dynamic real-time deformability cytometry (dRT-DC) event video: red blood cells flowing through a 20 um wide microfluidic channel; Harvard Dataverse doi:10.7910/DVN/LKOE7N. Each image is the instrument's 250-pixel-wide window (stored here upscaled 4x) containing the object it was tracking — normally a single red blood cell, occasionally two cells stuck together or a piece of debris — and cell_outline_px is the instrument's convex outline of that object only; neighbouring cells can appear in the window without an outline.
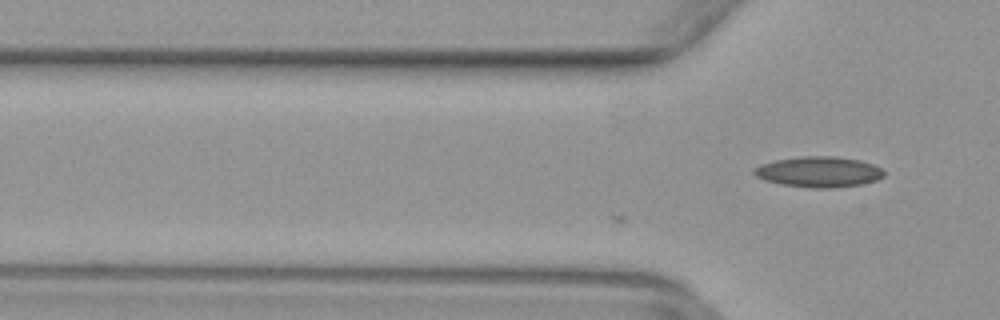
{"species": "common noctule bat (a hibernating species)", "species_latin": "Nyctalus noctula", "temperature_condition": "warm", "stored_images_in_passage": 3, "camera_frame_rate_fps": 3000, "um_per_image_px": 0.085, "animal": {"sex": "female", "body_mass_g": 29.2, "forearm_length_mm": 56.3}, "frame": {"image": 1, "passage_image": 3, "time_ms": 0.667, "image_size_px": [1000, 320], "cell_outline_px": [[884, 176], [876, 180], [860, 184], [832, 188], [812, 188], [780, 184], [764, 180], [756, 176], [752, 172], [752, 168], [760, 164], [776, 160], [804, 156], [836, 156], [860, 160], [872, 164], [880, 168], [884, 172]], "centroid_in_image_um": [69.56, 14.61], "position_along_channel_um": 56.2, "area_um2": 23.18}}